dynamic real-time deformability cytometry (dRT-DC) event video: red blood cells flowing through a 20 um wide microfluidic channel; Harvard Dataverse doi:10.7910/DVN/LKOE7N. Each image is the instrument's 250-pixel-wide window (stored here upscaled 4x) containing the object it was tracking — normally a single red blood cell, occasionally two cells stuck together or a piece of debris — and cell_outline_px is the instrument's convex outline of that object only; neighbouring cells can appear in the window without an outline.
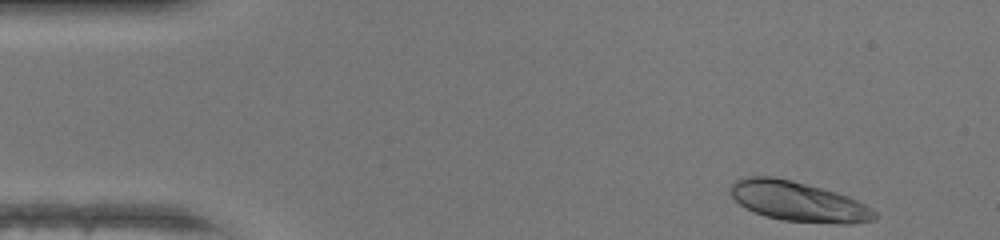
{"species": "human", "species_latin": "Homo sapiens", "temperature_condition": "warm", "stored_images_in_passage": 44, "camera_frame_rate_fps": 3000, "um_per_image_px": 0.085, "donor": {"sex": "female"}, "frame": {"image": 1, "passage_image": 1, "time_ms": 0.0, "image_size_px": [1000, 240], "cell_outline_px": [[876, 216], [872, 220], [852, 224], [840, 224], [784, 220], [764, 216], [740, 204], [728, 192], [728, 188], [736, 180], [748, 176], [772, 176], [792, 180], [836, 192], [848, 196], [872, 208], [876, 212]], "centroid_in_image_um": [67.84, 17.12], "position_along_channel_um": 17.2, "area_um2": 33.35}}
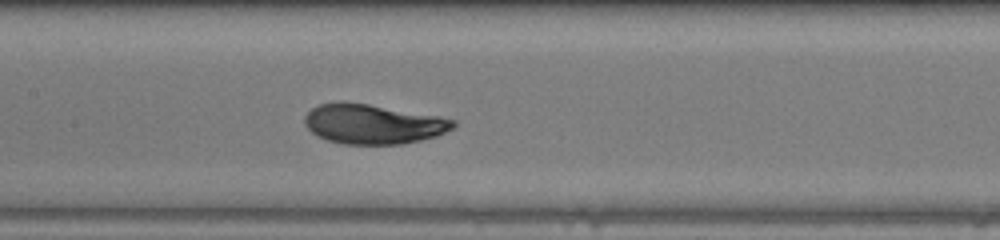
{"frame": {"image": 2, "passage_image": 19, "time_ms": 6.0, "image_size_px": [1000, 240], "cell_outline_px": [[456, 124], [452, 128], [436, 136], [404, 144], [344, 144], [328, 140], [316, 136], [304, 124], [304, 116], [312, 108], [320, 104], [368, 104], [440, 116], [456, 120]], "centroid_in_image_um": [31.73, 10.57], "position_along_channel_um": 175.7, "area_um2": 33.81}}
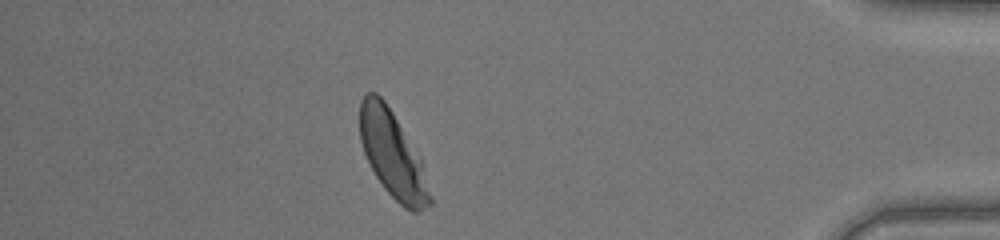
{"frame": {"image": 3, "passage_image": 38, "time_ms": 12.333, "image_size_px": [1000, 240], "cell_outline_px": [[432, 204], [420, 212], [412, 212], [404, 208], [384, 188], [376, 176], [364, 152], [360, 140], [360, 100], [368, 92], [376, 92], [384, 100], [392, 112], [420, 156], [432, 200]], "centroid_in_image_um": [33.38, 13.15], "position_along_channel_um": 401.8, "area_um2": 34.91}, "authors_computed_cell_mechanics": {"area_um2": 33.9286, "velocity_mm_per_s": 4.3421, "shape_relaxation_time_tau1_ms": 2.7635, "shape_relaxation_time_tau2_ms": null, "deformation_change_tau1": 0.1644, "deformation_change_tau2": null}}